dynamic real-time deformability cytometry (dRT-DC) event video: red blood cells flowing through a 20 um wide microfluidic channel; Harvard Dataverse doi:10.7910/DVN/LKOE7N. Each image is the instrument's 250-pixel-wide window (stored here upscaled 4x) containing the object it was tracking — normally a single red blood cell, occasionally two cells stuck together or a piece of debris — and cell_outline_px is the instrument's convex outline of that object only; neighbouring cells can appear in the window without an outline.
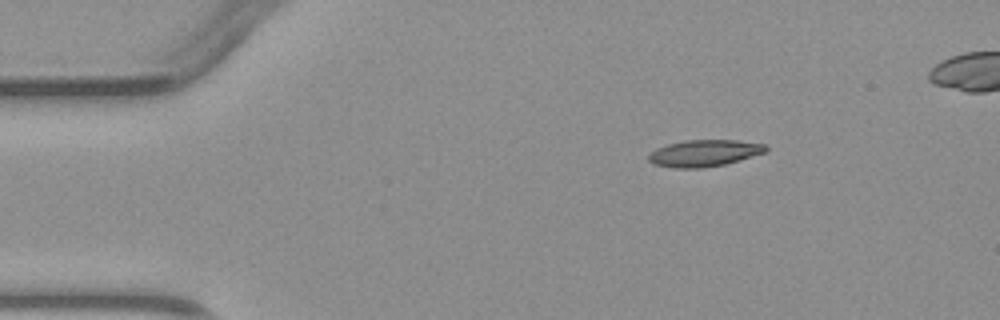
{"species": "common noctule bat (a hibernating species)", "species_latin": "Nyctalus noctula", "temperature_condition": "warm", "stored_images_in_passage": 4, "camera_frame_rate_fps": 3000, "um_per_image_px": 0.085, "animal": {"sex": "male", "body_mass_g": 23.1, "forearm_length_mm": 52.7}, "frame": {"image": 1, "passage_image": 1, "time_ms": 0.0, "image_size_px": [1000, 320], "cell_outline_px": [[768, 152], [724, 164], [700, 168], [672, 168], [656, 164], [648, 160], [648, 156], [656, 148], [668, 144], [688, 140], [736, 140], [768, 144]], "centroid_in_image_um": [59.91, 13.01], "position_along_channel_um": 25.1, "area_um2": 18.21}}
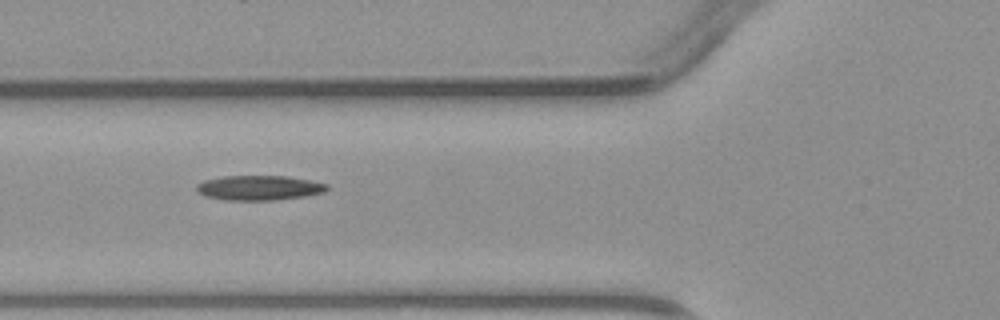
{"frame": {"image": 2, "passage_image": 4, "time_ms": 3.333, "image_size_px": [1000, 320], "cell_outline_px": [[328, 188], [324, 192], [304, 196], [276, 200], [224, 200], [208, 196], [200, 192], [196, 188], [196, 184], [204, 180], [224, 176], [288, 176], [328, 184]], "centroid_in_image_um": [22.03, 15.96], "position_along_channel_um": 103.8, "area_um2": 18.67}}